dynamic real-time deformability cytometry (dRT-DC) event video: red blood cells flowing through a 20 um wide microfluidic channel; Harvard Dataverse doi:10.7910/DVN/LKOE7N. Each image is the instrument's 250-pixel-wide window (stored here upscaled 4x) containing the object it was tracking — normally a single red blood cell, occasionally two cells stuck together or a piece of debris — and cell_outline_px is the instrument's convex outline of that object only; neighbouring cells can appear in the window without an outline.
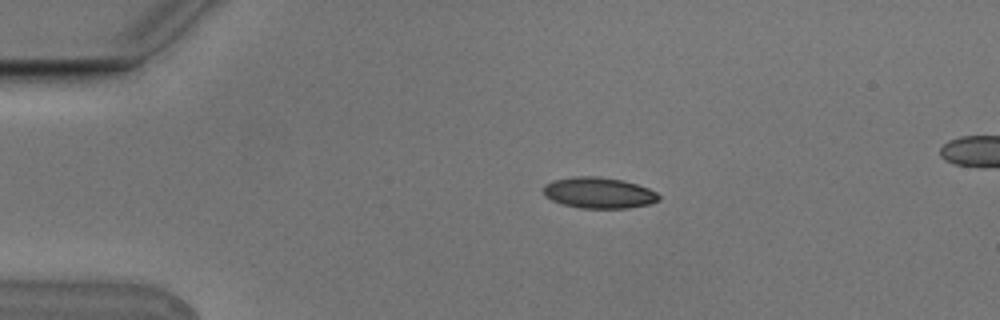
{"species": "Egyptian fruit bat (a non-hibernating species)", "species_latin": "Rousettus aegyptiacus", "temperature_condition": "cold", "stored_images_in_passage": 4, "camera_frame_rate_fps": 3000, "um_per_image_px": 0.085, "animal": {"sex": "male"}, "frame": {"image": 1, "passage_image": 1, "time_ms": 0.0, "image_size_px": [1000, 320], "cell_outline_px": [[660, 200], [648, 204], [628, 208], [580, 208], [564, 204], [552, 200], [544, 192], [544, 184], [552, 180], [576, 176], [596, 176], [620, 180], [636, 184], [648, 188], [656, 192], [660, 196]], "centroid_in_image_um": [50.91, 16.39], "position_along_channel_um": 34.1, "area_um2": 20.63}}